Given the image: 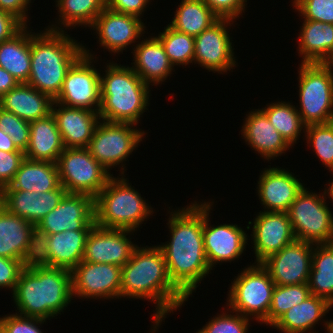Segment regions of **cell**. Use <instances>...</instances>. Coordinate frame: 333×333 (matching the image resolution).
<instances>
[{"mask_svg":"<svg viewBox=\"0 0 333 333\" xmlns=\"http://www.w3.org/2000/svg\"><path fill=\"white\" fill-rule=\"evenodd\" d=\"M167 225L170 241L158 247L171 282L188 299L211 270L204 249L203 203L194 201L186 208L174 210Z\"/></svg>","mask_w":333,"mask_h":333,"instance_id":"1","label":"cell"},{"mask_svg":"<svg viewBox=\"0 0 333 333\" xmlns=\"http://www.w3.org/2000/svg\"><path fill=\"white\" fill-rule=\"evenodd\" d=\"M146 247L137 246L129 261L122 266L120 298L154 301L157 306L152 332L155 333L163 318L181 308L187 298L171 282L160 248Z\"/></svg>","mask_w":333,"mask_h":333,"instance_id":"2","label":"cell"},{"mask_svg":"<svg viewBox=\"0 0 333 333\" xmlns=\"http://www.w3.org/2000/svg\"><path fill=\"white\" fill-rule=\"evenodd\" d=\"M12 295L20 312L16 314L50 320L73 298L71 271L31 262L22 270Z\"/></svg>","mask_w":333,"mask_h":333,"instance_id":"3","label":"cell"},{"mask_svg":"<svg viewBox=\"0 0 333 333\" xmlns=\"http://www.w3.org/2000/svg\"><path fill=\"white\" fill-rule=\"evenodd\" d=\"M51 26L45 32H31V64L27 84L55 99L68 70L84 54V46L65 34L63 27Z\"/></svg>","mask_w":333,"mask_h":333,"instance_id":"4","label":"cell"},{"mask_svg":"<svg viewBox=\"0 0 333 333\" xmlns=\"http://www.w3.org/2000/svg\"><path fill=\"white\" fill-rule=\"evenodd\" d=\"M120 66L109 63L100 76V120L137 125L149 105L150 85L132 67Z\"/></svg>","mask_w":333,"mask_h":333,"instance_id":"5","label":"cell"},{"mask_svg":"<svg viewBox=\"0 0 333 333\" xmlns=\"http://www.w3.org/2000/svg\"><path fill=\"white\" fill-rule=\"evenodd\" d=\"M151 209L123 176H112L94 198L95 224L101 228L135 231L153 214Z\"/></svg>","mask_w":333,"mask_h":333,"instance_id":"6","label":"cell"},{"mask_svg":"<svg viewBox=\"0 0 333 333\" xmlns=\"http://www.w3.org/2000/svg\"><path fill=\"white\" fill-rule=\"evenodd\" d=\"M299 98L302 122H333V64L302 63L299 65Z\"/></svg>","mask_w":333,"mask_h":333,"instance_id":"7","label":"cell"},{"mask_svg":"<svg viewBox=\"0 0 333 333\" xmlns=\"http://www.w3.org/2000/svg\"><path fill=\"white\" fill-rule=\"evenodd\" d=\"M254 264L243 269L231 283L227 306L261 323L268 317L275 283L261 263Z\"/></svg>","mask_w":333,"mask_h":333,"instance_id":"8","label":"cell"},{"mask_svg":"<svg viewBox=\"0 0 333 333\" xmlns=\"http://www.w3.org/2000/svg\"><path fill=\"white\" fill-rule=\"evenodd\" d=\"M325 196L304 187L290 205L287 214L296 240L313 245L333 242V214Z\"/></svg>","mask_w":333,"mask_h":333,"instance_id":"9","label":"cell"},{"mask_svg":"<svg viewBox=\"0 0 333 333\" xmlns=\"http://www.w3.org/2000/svg\"><path fill=\"white\" fill-rule=\"evenodd\" d=\"M60 184L67 193L95 198L113 176L88 148H65L57 161Z\"/></svg>","mask_w":333,"mask_h":333,"instance_id":"10","label":"cell"},{"mask_svg":"<svg viewBox=\"0 0 333 333\" xmlns=\"http://www.w3.org/2000/svg\"><path fill=\"white\" fill-rule=\"evenodd\" d=\"M134 126L132 123L103 120L97 124L88 149L107 171L112 166L114 168L120 163L123 164L142 141L145 132Z\"/></svg>","mask_w":333,"mask_h":333,"instance_id":"11","label":"cell"},{"mask_svg":"<svg viewBox=\"0 0 333 333\" xmlns=\"http://www.w3.org/2000/svg\"><path fill=\"white\" fill-rule=\"evenodd\" d=\"M89 52L84 46V54L68 70L54 102L99 113L101 74L93 67L94 57Z\"/></svg>","mask_w":333,"mask_h":333,"instance_id":"12","label":"cell"},{"mask_svg":"<svg viewBox=\"0 0 333 333\" xmlns=\"http://www.w3.org/2000/svg\"><path fill=\"white\" fill-rule=\"evenodd\" d=\"M94 198L86 194L66 193L56 208L35 226L36 236L64 231L91 230L95 226Z\"/></svg>","mask_w":333,"mask_h":333,"instance_id":"13","label":"cell"},{"mask_svg":"<svg viewBox=\"0 0 333 333\" xmlns=\"http://www.w3.org/2000/svg\"><path fill=\"white\" fill-rule=\"evenodd\" d=\"M230 18H219L214 24L194 37V60L201 67L218 73L227 72L236 66L235 57L228 34Z\"/></svg>","mask_w":333,"mask_h":333,"instance_id":"14","label":"cell"},{"mask_svg":"<svg viewBox=\"0 0 333 333\" xmlns=\"http://www.w3.org/2000/svg\"><path fill=\"white\" fill-rule=\"evenodd\" d=\"M122 267L81 261L72 271V295L81 298L119 299Z\"/></svg>","mask_w":333,"mask_h":333,"instance_id":"15","label":"cell"},{"mask_svg":"<svg viewBox=\"0 0 333 333\" xmlns=\"http://www.w3.org/2000/svg\"><path fill=\"white\" fill-rule=\"evenodd\" d=\"M313 244L295 240L279 252L268 256L261 265L275 285L308 283L312 266Z\"/></svg>","mask_w":333,"mask_h":333,"instance_id":"16","label":"cell"},{"mask_svg":"<svg viewBox=\"0 0 333 333\" xmlns=\"http://www.w3.org/2000/svg\"><path fill=\"white\" fill-rule=\"evenodd\" d=\"M91 230L64 231L37 237L35 262L72 271L83 259Z\"/></svg>","mask_w":333,"mask_h":333,"instance_id":"17","label":"cell"},{"mask_svg":"<svg viewBox=\"0 0 333 333\" xmlns=\"http://www.w3.org/2000/svg\"><path fill=\"white\" fill-rule=\"evenodd\" d=\"M211 202L203 203V240L207 262L212 270L214 264L234 261L242 255L248 241L247 234L238 225L208 223Z\"/></svg>","mask_w":333,"mask_h":333,"instance_id":"18","label":"cell"},{"mask_svg":"<svg viewBox=\"0 0 333 333\" xmlns=\"http://www.w3.org/2000/svg\"><path fill=\"white\" fill-rule=\"evenodd\" d=\"M133 232L135 231L95 225L88 235L82 261L124 266L138 246L127 237Z\"/></svg>","mask_w":333,"mask_h":333,"instance_id":"19","label":"cell"},{"mask_svg":"<svg viewBox=\"0 0 333 333\" xmlns=\"http://www.w3.org/2000/svg\"><path fill=\"white\" fill-rule=\"evenodd\" d=\"M37 255L35 225L0 207V257L22 260L26 265Z\"/></svg>","mask_w":333,"mask_h":333,"instance_id":"20","label":"cell"},{"mask_svg":"<svg viewBox=\"0 0 333 333\" xmlns=\"http://www.w3.org/2000/svg\"><path fill=\"white\" fill-rule=\"evenodd\" d=\"M92 27L99 36V44L116 54L123 52L132 43H137L135 40L140 39L145 32L140 17L112 11L108 7L97 16Z\"/></svg>","mask_w":333,"mask_h":333,"instance_id":"21","label":"cell"},{"mask_svg":"<svg viewBox=\"0 0 333 333\" xmlns=\"http://www.w3.org/2000/svg\"><path fill=\"white\" fill-rule=\"evenodd\" d=\"M252 234L257 263L296 240L285 212L260 211L254 219Z\"/></svg>","mask_w":333,"mask_h":333,"instance_id":"22","label":"cell"},{"mask_svg":"<svg viewBox=\"0 0 333 333\" xmlns=\"http://www.w3.org/2000/svg\"><path fill=\"white\" fill-rule=\"evenodd\" d=\"M257 193L266 212H285L304 188L303 184L285 169L270 167L261 171ZM267 209V210H266Z\"/></svg>","mask_w":333,"mask_h":333,"instance_id":"23","label":"cell"},{"mask_svg":"<svg viewBox=\"0 0 333 333\" xmlns=\"http://www.w3.org/2000/svg\"><path fill=\"white\" fill-rule=\"evenodd\" d=\"M52 115L56 119L65 148H88L100 120L98 112L54 102Z\"/></svg>","mask_w":333,"mask_h":333,"instance_id":"24","label":"cell"},{"mask_svg":"<svg viewBox=\"0 0 333 333\" xmlns=\"http://www.w3.org/2000/svg\"><path fill=\"white\" fill-rule=\"evenodd\" d=\"M60 185L48 192L23 190H2V206L11 214L17 215L35 226L44 216L58 206L66 194Z\"/></svg>","mask_w":333,"mask_h":333,"instance_id":"25","label":"cell"},{"mask_svg":"<svg viewBox=\"0 0 333 333\" xmlns=\"http://www.w3.org/2000/svg\"><path fill=\"white\" fill-rule=\"evenodd\" d=\"M246 116L241 135L262 157L269 161L291 147L261 109L253 110Z\"/></svg>","mask_w":333,"mask_h":333,"instance_id":"26","label":"cell"},{"mask_svg":"<svg viewBox=\"0 0 333 333\" xmlns=\"http://www.w3.org/2000/svg\"><path fill=\"white\" fill-rule=\"evenodd\" d=\"M54 99L27 83H19L0 97V108L32 122L52 113Z\"/></svg>","mask_w":333,"mask_h":333,"instance_id":"27","label":"cell"},{"mask_svg":"<svg viewBox=\"0 0 333 333\" xmlns=\"http://www.w3.org/2000/svg\"><path fill=\"white\" fill-rule=\"evenodd\" d=\"M131 52L134 55L132 69L146 83L160 84L171 75L173 64L157 37L144 39ZM170 74V75H169Z\"/></svg>","mask_w":333,"mask_h":333,"instance_id":"28","label":"cell"},{"mask_svg":"<svg viewBox=\"0 0 333 333\" xmlns=\"http://www.w3.org/2000/svg\"><path fill=\"white\" fill-rule=\"evenodd\" d=\"M65 147L52 115L30 122V141L25 158L34 161L57 163Z\"/></svg>","mask_w":333,"mask_h":333,"instance_id":"29","label":"cell"},{"mask_svg":"<svg viewBox=\"0 0 333 333\" xmlns=\"http://www.w3.org/2000/svg\"><path fill=\"white\" fill-rule=\"evenodd\" d=\"M298 42L302 63L333 62V24L304 19Z\"/></svg>","mask_w":333,"mask_h":333,"instance_id":"30","label":"cell"},{"mask_svg":"<svg viewBox=\"0 0 333 333\" xmlns=\"http://www.w3.org/2000/svg\"><path fill=\"white\" fill-rule=\"evenodd\" d=\"M57 163L34 161L25 158L13 180L2 190L48 192L60 186Z\"/></svg>","mask_w":333,"mask_h":333,"instance_id":"31","label":"cell"},{"mask_svg":"<svg viewBox=\"0 0 333 333\" xmlns=\"http://www.w3.org/2000/svg\"><path fill=\"white\" fill-rule=\"evenodd\" d=\"M332 307L327 300L311 294L302 303L283 313L272 328L283 333H307Z\"/></svg>","mask_w":333,"mask_h":333,"instance_id":"32","label":"cell"},{"mask_svg":"<svg viewBox=\"0 0 333 333\" xmlns=\"http://www.w3.org/2000/svg\"><path fill=\"white\" fill-rule=\"evenodd\" d=\"M27 27L24 26L11 39L0 43V67L19 83H27L30 75L31 32Z\"/></svg>","mask_w":333,"mask_h":333,"instance_id":"33","label":"cell"},{"mask_svg":"<svg viewBox=\"0 0 333 333\" xmlns=\"http://www.w3.org/2000/svg\"><path fill=\"white\" fill-rule=\"evenodd\" d=\"M314 246L308 287L312 295L333 305V242Z\"/></svg>","mask_w":333,"mask_h":333,"instance_id":"34","label":"cell"},{"mask_svg":"<svg viewBox=\"0 0 333 333\" xmlns=\"http://www.w3.org/2000/svg\"><path fill=\"white\" fill-rule=\"evenodd\" d=\"M218 19L202 0H182L169 25L179 32L196 37Z\"/></svg>","mask_w":333,"mask_h":333,"instance_id":"35","label":"cell"},{"mask_svg":"<svg viewBox=\"0 0 333 333\" xmlns=\"http://www.w3.org/2000/svg\"><path fill=\"white\" fill-rule=\"evenodd\" d=\"M56 2L58 12L61 14L58 24H62L65 29L76 25L90 27L107 7V0H56Z\"/></svg>","mask_w":333,"mask_h":333,"instance_id":"36","label":"cell"},{"mask_svg":"<svg viewBox=\"0 0 333 333\" xmlns=\"http://www.w3.org/2000/svg\"><path fill=\"white\" fill-rule=\"evenodd\" d=\"M290 104L289 102H276L267 105V108L265 107L261 110L286 142L293 146L299 139L302 129L306 128V125L302 122L297 108Z\"/></svg>","mask_w":333,"mask_h":333,"instance_id":"37","label":"cell"},{"mask_svg":"<svg viewBox=\"0 0 333 333\" xmlns=\"http://www.w3.org/2000/svg\"><path fill=\"white\" fill-rule=\"evenodd\" d=\"M162 43L170 62L175 65H187L194 60V37L179 32L169 24L156 36Z\"/></svg>","mask_w":333,"mask_h":333,"instance_id":"38","label":"cell"},{"mask_svg":"<svg viewBox=\"0 0 333 333\" xmlns=\"http://www.w3.org/2000/svg\"><path fill=\"white\" fill-rule=\"evenodd\" d=\"M311 295L308 283L296 285H275L268 317L262 322L272 326L280 316L294 305L302 303Z\"/></svg>","mask_w":333,"mask_h":333,"instance_id":"39","label":"cell"},{"mask_svg":"<svg viewBox=\"0 0 333 333\" xmlns=\"http://www.w3.org/2000/svg\"><path fill=\"white\" fill-rule=\"evenodd\" d=\"M303 131L307 144L311 143L325 168L333 171V122L307 125Z\"/></svg>","mask_w":333,"mask_h":333,"instance_id":"40","label":"cell"},{"mask_svg":"<svg viewBox=\"0 0 333 333\" xmlns=\"http://www.w3.org/2000/svg\"><path fill=\"white\" fill-rule=\"evenodd\" d=\"M0 129L12 138L18 150L25 153L30 141V122L0 108Z\"/></svg>","mask_w":333,"mask_h":333,"instance_id":"41","label":"cell"},{"mask_svg":"<svg viewBox=\"0 0 333 333\" xmlns=\"http://www.w3.org/2000/svg\"><path fill=\"white\" fill-rule=\"evenodd\" d=\"M232 314L223 312L213 317L196 333H246L250 319L234 311Z\"/></svg>","mask_w":333,"mask_h":333,"instance_id":"42","label":"cell"},{"mask_svg":"<svg viewBox=\"0 0 333 333\" xmlns=\"http://www.w3.org/2000/svg\"><path fill=\"white\" fill-rule=\"evenodd\" d=\"M293 6L306 20L333 24V0H294Z\"/></svg>","mask_w":333,"mask_h":333,"instance_id":"43","label":"cell"},{"mask_svg":"<svg viewBox=\"0 0 333 333\" xmlns=\"http://www.w3.org/2000/svg\"><path fill=\"white\" fill-rule=\"evenodd\" d=\"M46 320L36 317H24L18 314H11L0 318L1 333H43L37 325Z\"/></svg>","mask_w":333,"mask_h":333,"instance_id":"44","label":"cell"},{"mask_svg":"<svg viewBox=\"0 0 333 333\" xmlns=\"http://www.w3.org/2000/svg\"><path fill=\"white\" fill-rule=\"evenodd\" d=\"M25 267L26 264L22 260L0 257V289L4 287L14 292Z\"/></svg>","mask_w":333,"mask_h":333,"instance_id":"45","label":"cell"},{"mask_svg":"<svg viewBox=\"0 0 333 333\" xmlns=\"http://www.w3.org/2000/svg\"><path fill=\"white\" fill-rule=\"evenodd\" d=\"M25 159L24 152H6L0 150V187L7 186L19 170Z\"/></svg>","mask_w":333,"mask_h":333,"instance_id":"46","label":"cell"},{"mask_svg":"<svg viewBox=\"0 0 333 333\" xmlns=\"http://www.w3.org/2000/svg\"><path fill=\"white\" fill-rule=\"evenodd\" d=\"M219 18L236 19L244 12L247 0H202Z\"/></svg>","mask_w":333,"mask_h":333,"instance_id":"47","label":"cell"},{"mask_svg":"<svg viewBox=\"0 0 333 333\" xmlns=\"http://www.w3.org/2000/svg\"><path fill=\"white\" fill-rule=\"evenodd\" d=\"M150 0H107V7L112 11L140 17Z\"/></svg>","mask_w":333,"mask_h":333,"instance_id":"48","label":"cell"},{"mask_svg":"<svg viewBox=\"0 0 333 333\" xmlns=\"http://www.w3.org/2000/svg\"><path fill=\"white\" fill-rule=\"evenodd\" d=\"M31 0H0V10L7 12L17 18L24 26H28V6ZM29 4V5H28ZM27 11V13H26Z\"/></svg>","mask_w":333,"mask_h":333,"instance_id":"49","label":"cell"},{"mask_svg":"<svg viewBox=\"0 0 333 333\" xmlns=\"http://www.w3.org/2000/svg\"><path fill=\"white\" fill-rule=\"evenodd\" d=\"M24 25L13 15L0 10V43L11 39Z\"/></svg>","mask_w":333,"mask_h":333,"instance_id":"50","label":"cell"},{"mask_svg":"<svg viewBox=\"0 0 333 333\" xmlns=\"http://www.w3.org/2000/svg\"><path fill=\"white\" fill-rule=\"evenodd\" d=\"M19 84L8 71L0 67V97Z\"/></svg>","mask_w":333,"mask_h":333,"instance_id":"51","label":"cell"},{"mask_svg":"<svg viewBox=\"0 0 333 333\" xmlns=\"http://www.w3.org/2000/svg\"><path fill=\"white\" fill-rule=\"evenodd\" d=\"M0 150L6 152H23L16 148L13 144L12 138L0 129Z\"/></svg>","mask_w":333,"mask_h":333,"instance_id":"52","label":"cell"},{"mask_svg":"<svg viewBox=\"0 0 333 333\" xmlns=\"http://www.w3.org/2000/svg\"><path fill=\"white\" fill-rule=\"evenodd\" d=\"M332 174H333V171H332ZM329 187L327 188V190L325 189V194H327L328 198H331L330 200L333 201V182L331 183H328Z\"/></svg>","mask_w":333,"mask_h":333,"instance_id":"53","label":"cell"},{"mask_svg":"<svg viewBox=\"0 0 333 333\" xmlns=\"http://www.w3.org/2000/svg\"><path fill=\"white\" fill-rule=\"evenodd\" d=\"M325 329H327L326 331L328 332V333H333V320H329V322L328 321H325Z\"/></svg>","mask_w":333,"mask_h":333,"instance_id":"54","label":"cell"},{"mask_svg":"<svg viewBox=\"0 0 333 333\" xmlns=\"http://www.w3.org/2000/svg\"><path fill=\"white\" fill-rule=\"evenodd\" d=\"M2 206V188L0 187V207Z\"/></svg>","mask_w":333,"mask_h":333,"instance_id":"55","label":"cell"}]
</instances>
